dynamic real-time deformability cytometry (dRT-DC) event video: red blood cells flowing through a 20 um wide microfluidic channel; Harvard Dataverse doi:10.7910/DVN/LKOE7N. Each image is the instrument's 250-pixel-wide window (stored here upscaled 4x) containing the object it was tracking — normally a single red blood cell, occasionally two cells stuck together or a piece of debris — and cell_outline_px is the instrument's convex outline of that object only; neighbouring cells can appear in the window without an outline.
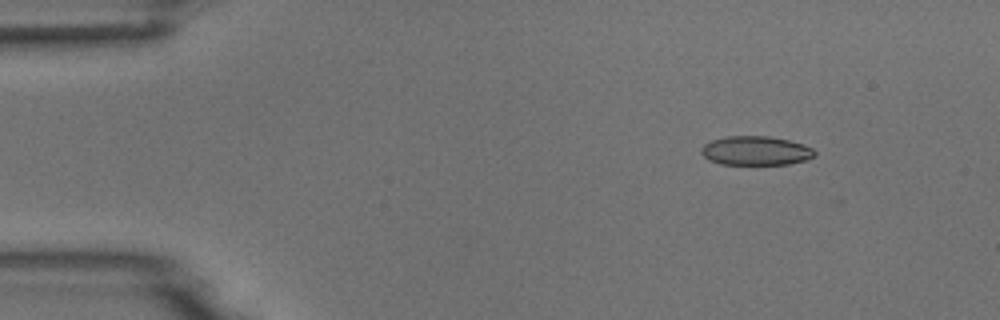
{"species": "common noctule bat (a hibernating species)", "species_latin": "Nyctalus noctula", "temperature_condition": "room temperature", "stored_images_in_passage": 4, "camera_frame_rate_fps": 3000, "um_per_image_px": 0.085, "animal": {"sex": "male", "body_mass_g": 18.8}, "frame": {"image": 1, "passage_image": 2, "time_ms": 1.0, "image_size_px": [1000, 320], "cell_outline_px": [[816, 152], [808, 160], [788, 164], [720, 164], [708, 160], [700, 152], [700, 148], [704, 144], [712, 140], [724, 136], [768, 136], [788, 140], [804, 144], [812, 148]], "centroid_in_image_um": [64.21, 12.81], "position_along_channel_um": 20.8, "area_um2": 19.31}}
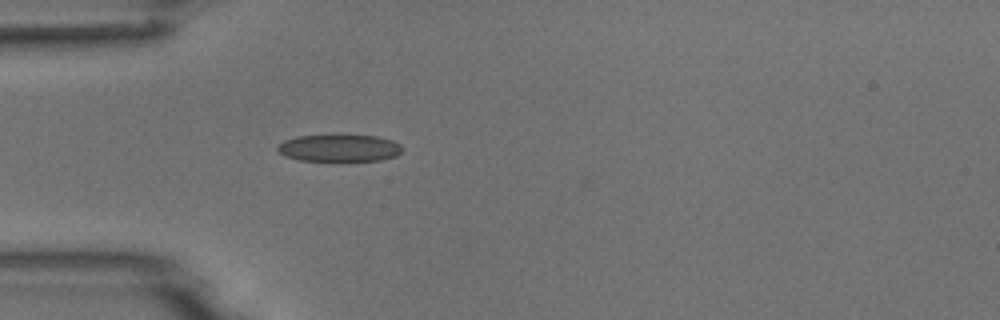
{"frame": {"image": 2, "passage_image": 4, "time_ms": 4.0, "image_size_px": [1000, 320], "cell_outline_px": [[404, 148], [396, 156], [380, 160], [300, 160], [284, 156], [276, 148], [284, 140], [296, 136], [328, 132], [376, 136], [392, 140], [400, 144]], "centroid_in_image_um": [28.82, 12.52], "position_along_channel_um": 56.2, "area_um2": 20.46}}